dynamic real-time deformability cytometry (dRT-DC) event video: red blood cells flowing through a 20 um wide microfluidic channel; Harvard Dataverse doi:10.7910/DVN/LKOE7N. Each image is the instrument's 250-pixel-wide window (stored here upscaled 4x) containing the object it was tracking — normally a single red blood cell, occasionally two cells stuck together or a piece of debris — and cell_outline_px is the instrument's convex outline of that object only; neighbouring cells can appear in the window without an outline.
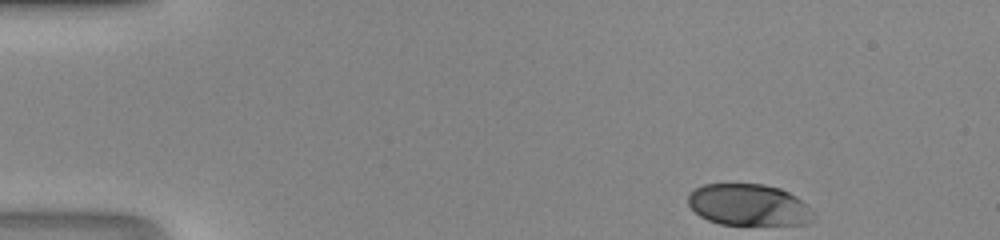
{"species": "human", "species_latin": "Homo sapiens", "temperature_condition": "room temperature", "stored_images_in_passage": 42, "camera_frame_rate_fps": 3000, "um_per_image_px": 0.085, "donor": {"sex": "male"}, "frame": {"image": 1, "passage_image": 1, "time_ms": 0.0, "image_size_px": [1000, 240], "cell_outline_px": [[816, 216], [808, 224], [720, 224], [708, 220], [700, 216], [688, 204], [688, 192], [692, 188], [704, 184], [764, 184], [780, 188], [796, 196]], "centroid_in_image_um": [63.6, 17.4], "position_along_channel_um": 21.4, "area_um2": 30.35}}
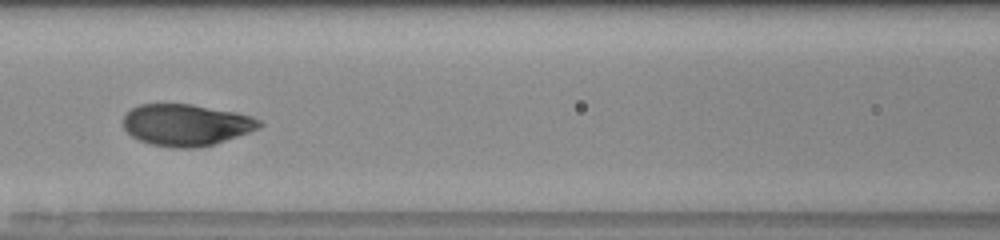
{"frame": {"image": 2, "passage_image": 17, "time_ms": 5.333, "image_size_px": [1000, 240], "cell_outline_px": [[264, 124], [260, 128], [212, 144], [196, 148], [172, 148], [152, 144], [140, 140], [132, 136], [124, 128], [124, 116], [132, 108], [140, 104], [192, 104], [236, 112], [252, 116], [260, 120]], "centroid_in_image_um": [15.83, 10.61], "position_along_channel_um": 150.8, "area_um2": 32.83}}
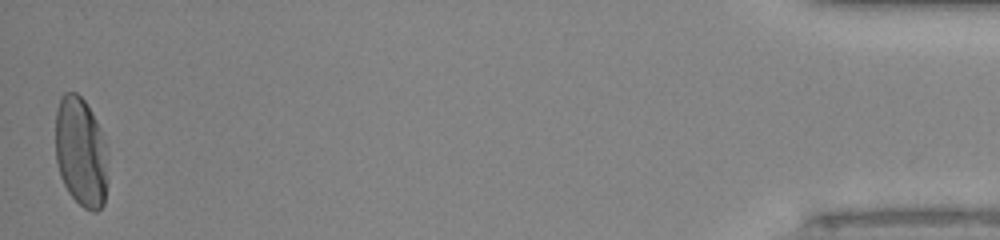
{"frame": {"image": 3, "passage_image": 42, "time_ms": 13.667, "image_size_px": [1000, 240], "cell_outline_px": [[108, 156], [104, 204], [96, 212], [92, 212], [84, 208], [68, 192], [60, 176], [56, 160], [56, 108], [60, 96], [64, 92], [76, 92], [84, 100], [92, 112], [100, 128], [108, 152]], "centroid_in_image_um": [6.87, 12.9], "position_along_channel_um": 428.3, "area_um2": 33.76}}